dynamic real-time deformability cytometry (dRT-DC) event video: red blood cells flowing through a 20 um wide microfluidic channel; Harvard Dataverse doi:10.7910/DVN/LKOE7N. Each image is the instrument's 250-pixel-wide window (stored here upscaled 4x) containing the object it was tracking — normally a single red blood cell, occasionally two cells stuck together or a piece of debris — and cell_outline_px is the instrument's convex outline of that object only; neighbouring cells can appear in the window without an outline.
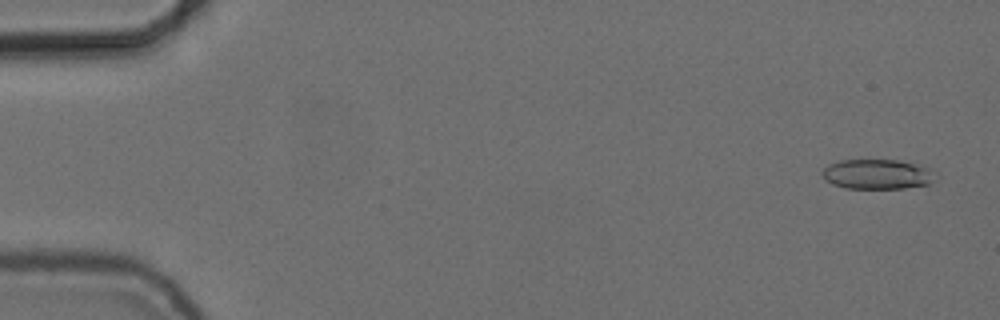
{"species": "common noctule bat (a hibernating species)", "species_latin": "Nyctalus noctula", "temperature_condition": "cold", "stored_images_in_passage": 55, "camera_frame_rate_fps": 3000, "um_per_image_px": 0.085, "animal": {"sex": "female", "body_mass_g": 24.6, "forearm_length_mm": 56.2}, "frame": {"image": 1, "passage_image": 3, "time_ms": 0.667, "image_size_px": [1000, 320], "cell_outline_px": [[936, 180], [928, 184], [904, 188], [844, 188], [832, 184], [824, 180], [820, 172], [828, 164], [840, 160], [896, 160], [928, 168]], "centroid_in_image_um": [74.47, 14.81], "position_along_channel_um": 10.5, "area_um2": 19.54}}
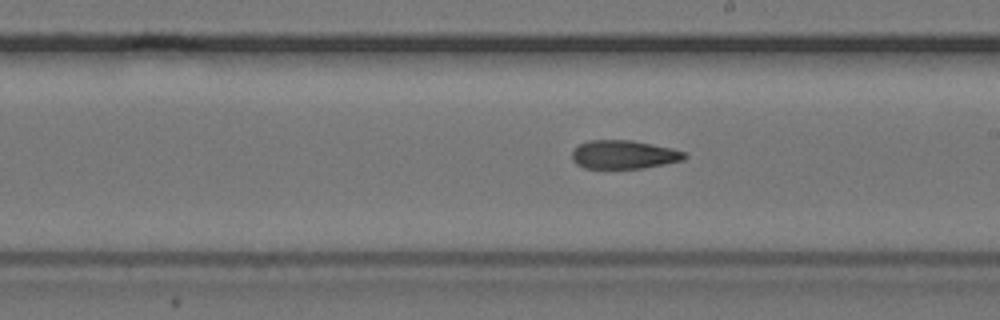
{"frame": {"image": 2, "passage_image": 32, "time_ms": 10.333, "image_size_px": [1000, 320], "cell_outline_px": [[688, 156], [684, 160], [644, 168], [584, 168], [576, 164], [572, 160], [572, 152], [580, 144], [588, 140], [632, 140], [672, 148], [684, 152]], "centroid_in_image_um": [53.03, 13.14], "position_along_channel_um": 236.0, "area_um2": 18.73}}
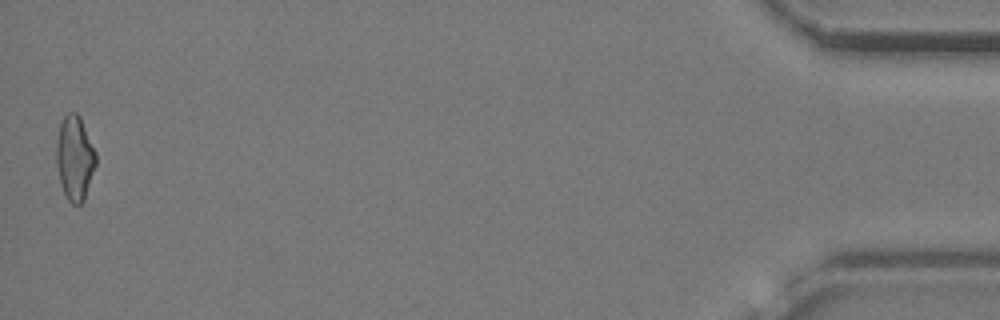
{"frame": {"image": 3, "passage_image": 55, "time_ms": 18.0, "image_size_px": [1000, 320], "cell_outline_px": [[96, 164], [84, 200], [80, 204], [72, 204], [64, 196], [60, 184], [56, 164], [56, 140], [60, 124], [64, 116], [68, 112], [76, 112], [80, 116], [96, 152]], "centroid_in_image_um": [6.34, 13.44], "position_along_channel_um": 428.9, "area_um2": 19.65}, "authors_computed_cell_mechanics": {"area_um2": 19.5364, "velocity_mm_per_s": 3.7428, "shape_relaxation_time_tau1_ms": null, "shape_relaxation_time_tau2_ms": 3.8136, "deformation_change_tau1": null, "deformation_change_tau2": 0.1067}}